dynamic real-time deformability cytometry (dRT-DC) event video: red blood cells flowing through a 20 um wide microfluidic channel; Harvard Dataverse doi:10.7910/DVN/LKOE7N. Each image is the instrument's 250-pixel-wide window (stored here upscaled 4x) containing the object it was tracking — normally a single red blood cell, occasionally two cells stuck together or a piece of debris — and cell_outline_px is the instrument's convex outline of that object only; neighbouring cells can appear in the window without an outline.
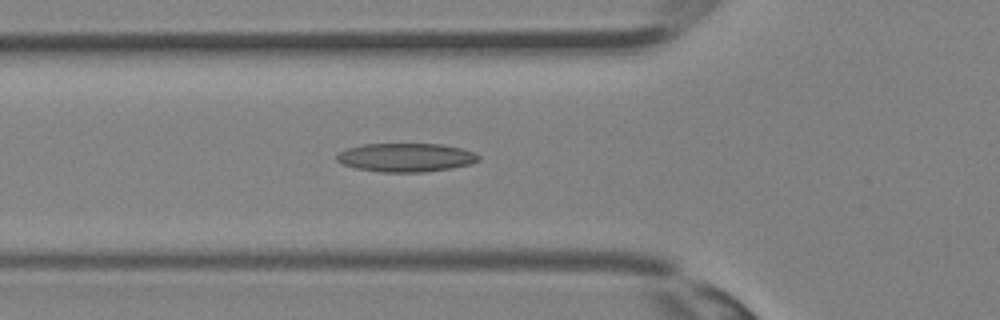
{"species": "Egyptian fruit bat (a non-hibernating species)", "species_latin": "Rousettus aegyptiacus", "temperature_condition": "room temperature", "stored_images_in_passage": 34, "camera_frame_rate_fps": 3000, "um_per_image_px": 0.085, "animal": {"sex": "female"}, "frame": {"image": 1, "passage_image": 12, "time_ms": 3.667, "image_size_px": [1000, 320], "cell_outline_px": [[480, 160], [472, 164], [452, 168], [424, 172], [380, 172], [356, 168], [344, 164], [336, 160], [336, 156], [340, 152], [348, 148], [364, 144], [440, 144], [460, 148], [476, 152], [480, 156]], "centroid_in_image_um": [34.55, 13.39], "position_along_channel_um": 91.3, "area_um2": 23.7}}
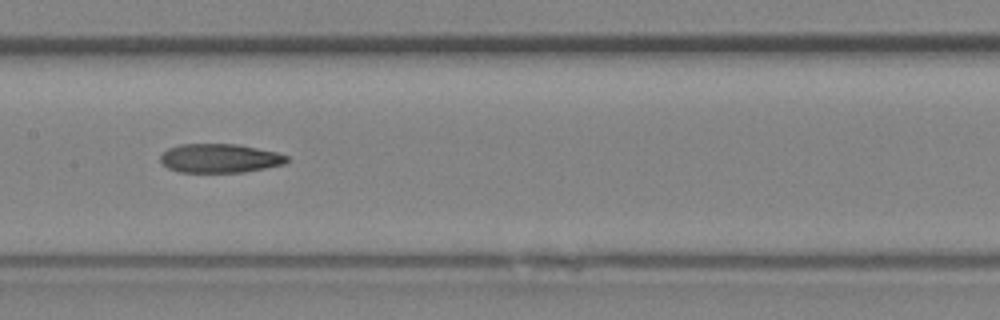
{"frame": {"image": 2, "passage_image": 17, "time_ms": 5.333, "image_size_px": [1000, 320], "cell_outline_px": [[288, 160], [284, 164], [244, 172], [180, 172], [168, 168], [160, 160], [160, 156], [168, 148], [180, 144], [236, 144], [276, 152], [288, 156]], "centroid_in_image_um": [18.67, 13.45], "position_along_channel_um": 188.7, "area_um2": 21.15}}
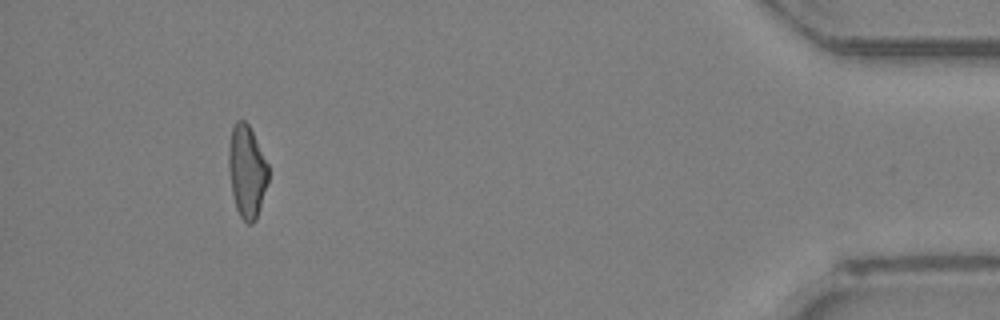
{"frame": {"image": 3, "passage_image": 32, "time_ms": 10.333, "image_size_px": [1000, 320], "cell_outline_px": [[268, 180], [256, 220], [252, 224], [248, 224], [240, 216], [236, 208], [232, 192], [228, 168], [228, 148], [232, 128], [236, 120], [244, 120], [248, 124], [268, 164]], "centroid_in_image_um": [20.97, 14.57], "position_along_channel_um": 414.2, "area_um2": 21.21}}